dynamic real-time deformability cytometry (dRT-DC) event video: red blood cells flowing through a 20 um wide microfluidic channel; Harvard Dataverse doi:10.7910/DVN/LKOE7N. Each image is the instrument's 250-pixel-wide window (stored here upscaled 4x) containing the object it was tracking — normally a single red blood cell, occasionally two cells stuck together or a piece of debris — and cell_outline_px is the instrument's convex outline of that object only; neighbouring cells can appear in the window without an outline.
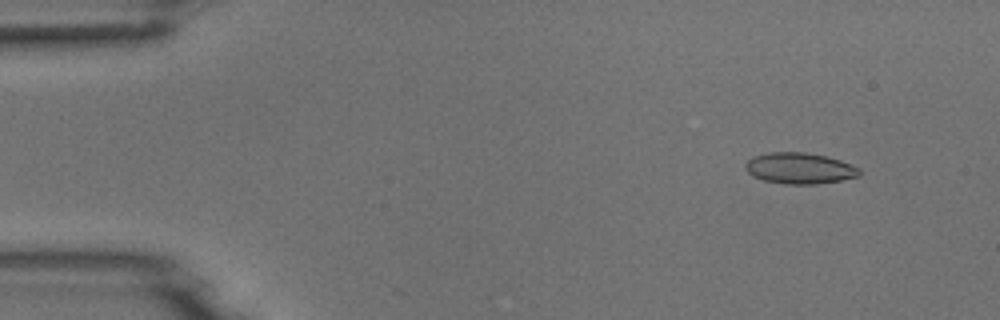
{"species": "common noctule bat (a hibernating species)", "species_latin": "Nyctalus noctula", "temperature_condition": "room temperature", "stored_images_in_passage": 5, "camera_frame_rate_fps": 3000, "um_per_image_px": 0.085, "animal": {"sex": "male", "body_mass_g": 18.8}, "frame": {"image": 1, "passage_image": 1, "time_ms": 0.0, "image_size_px": [1000, 320], "cell_outline_px": [[860, 176], [840, 180], [816, 184], [784, 184], [764, 180], [752, 176], [744, 168], [744, 164], [752, 156], [768, 152], [804, 152], [824, 156], [840, 160], [860, 168]], "centroid_in_image_um": [67.93, 14.3], "position_along_channel_um": 17.1, "area_um2": 20.69}}
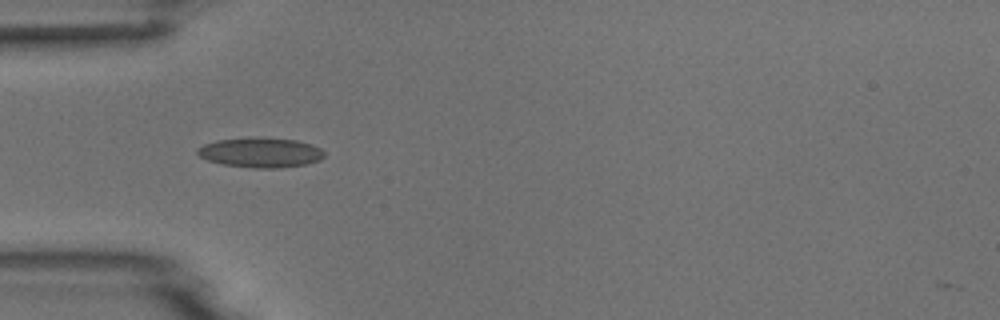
{"frame": {"image": 2, "passage_image": 4, "time_ms": 3.667, "image_size_px": [1000, 320], "cell_outline_px": [[324, 156], [320, 160], [304, 164], [280, 168], [252, 168], [220, 164], [208, 160], [200, 156], [196, 152], [196, 148], [204, 144], [216, 140], [252, 136], [260, 136], [296, 140], [312, 144], [320, 148], [324, 152]], "centroid_in_image_um": [22.12, 12.94], "position_along_channel_um": 62.9, "area_um2": 22.48}}